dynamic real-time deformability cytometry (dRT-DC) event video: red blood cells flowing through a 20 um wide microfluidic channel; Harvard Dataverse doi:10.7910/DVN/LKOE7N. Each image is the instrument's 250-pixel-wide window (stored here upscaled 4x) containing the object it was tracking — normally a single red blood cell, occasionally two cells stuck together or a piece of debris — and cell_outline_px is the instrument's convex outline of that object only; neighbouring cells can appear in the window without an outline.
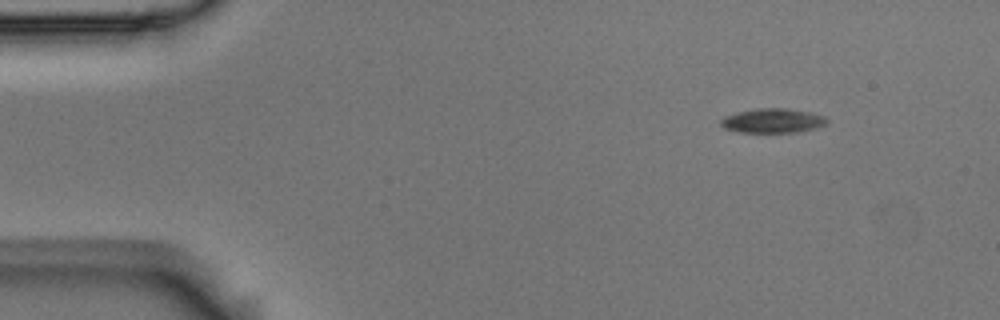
{"species": "Egyptian fruit bat (a non-hibernating species)", "species_latin": "Rousettus aegyptiacus", "temperature_condition": "room temperature", "stored_images_in_passage": 4, "camera_frame_rate_fps": 3000, "um_per_image_px": 0.085, "animal": {"sex": "male"}, "frame": {"image": 1, "passage_image": 1, "time_ms": 0.0, "image_size_px": [1000, 320], "cell_outline_px": [[828, 124], [816, 128], [800, 132], [740, 132], [724, 128], [720, 124], [720, 120], [724, 116], [736, 112], [760, 108], [784, 108], [812, 112], [824, 116], [828, 120]], "centroid_in_image_um": [65.7, 10.26], "position_along_channel_um": 19.3, "area_um2": 15.2}}
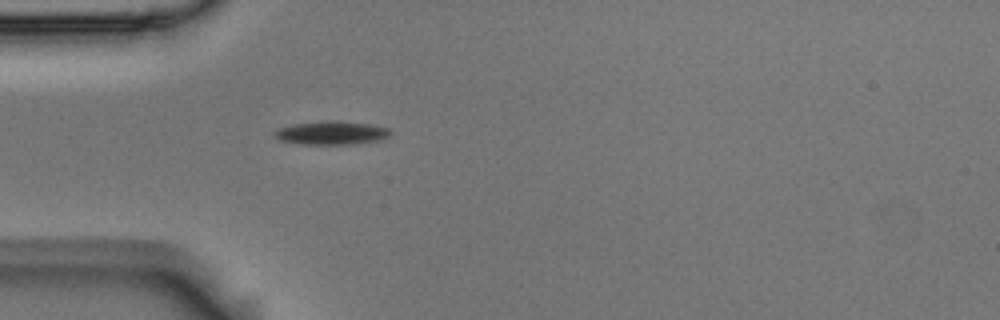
{"frame": {"image": 2, "passage_image": 4, "time_ms": 1.0, "image_size_px": [1000, 320], "cell_outline_px": [[392, 136], [384, 140], [352, 144], [300, 144], [280, 140], [272, 136], [272, 132], [280, 128], [292, 124], [328, 120], [336, 120], [368, 124], [388, 128], [392, 132]], "centroid_in_image_um": [28.2, 11.3], "position_along_channel_um": 56.8, "area_um2": 16.13}}